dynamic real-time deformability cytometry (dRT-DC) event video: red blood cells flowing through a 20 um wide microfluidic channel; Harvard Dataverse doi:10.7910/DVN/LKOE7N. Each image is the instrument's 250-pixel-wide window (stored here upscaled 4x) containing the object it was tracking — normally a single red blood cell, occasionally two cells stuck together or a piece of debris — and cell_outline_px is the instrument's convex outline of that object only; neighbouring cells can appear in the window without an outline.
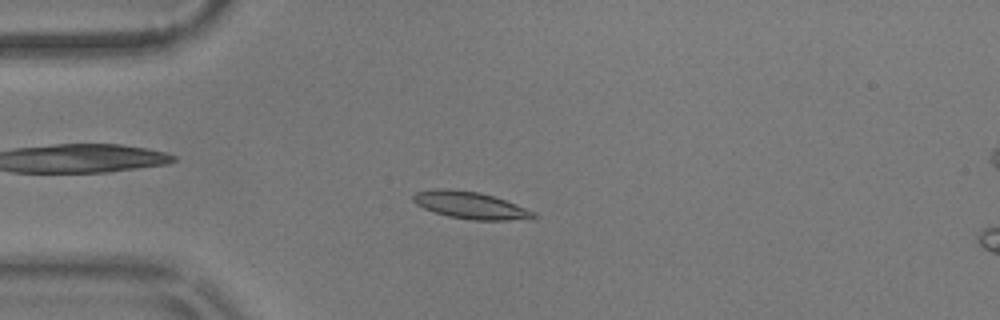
{"species": "common noctule bat (a hibernating species)", "species_latin": "Nyctalus noctula", "temperature_condition": "warm", "stored_images_in_passage": 56, "camera_frame_rate_fps": 3000, "um_per_image_px": 0.085, "animal": {"sex": "male", "body_mass_g": 17.9}, "frame": {"image": 1, "passage_image": 14, "time_ms": 4.333, "image_size_px": [1000, 320], "cell_outline_px": [[536, 220], [472, 220], [448, 216], [424, 208], [416, 204], [412, 200], [412, 196], [416, 192], [436, 188], [448, 188], [480, 192], [504, 200], [536, 212]], "centroid_in_image_um": [40.01, 17.45], "position_along_channel_um": 45.0, "area_um2": 19.13}}
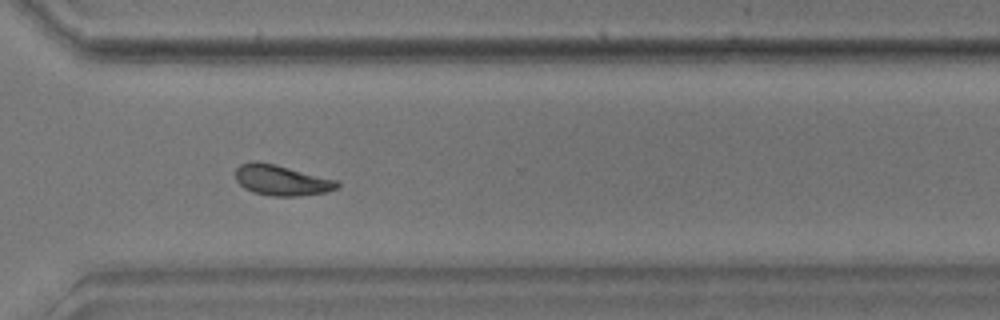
{"frame": {"image": 2, "passage_image": 41, "time_ms": 13.333, "image_size_px": [1000, 320], "cell_outline_px": [[340, 184], [336, 188], [324, 192], [300, 196], [272, 196], [252, 192], [244, 188], [236, 180], [236, 168], [240, 164], [252, 160], [256, 160], [276, 164], [336, 180]], "centroid_in_image_um": [23.88, 15.3], "position_along_channel_um": 346.7, "area_um2": 18.09}}
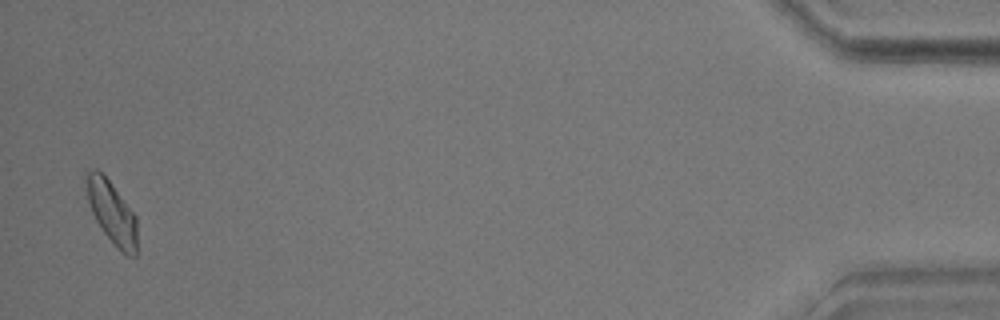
{"frame": {"image": 3, "passage_image": 55, "time_ms": 18.0, "image_size_px": [1000, 320], "cell_outline_px": [[136, 256], [128, 256], [120, 252], [104, 232], [96, 220], [92, 212], [88, 200], [88, 172], [92, 168], [96, 168], [108, 180], [136, 216]], "centroid_in_image_um": [9.54, 18.12], "position_along_channel_um": 425.7, "area_um2": 17.8}, "authors_computed_cell_mechanics": {"area_um2": 17.8602, "velocity_mm_per_s": 3.5509, "shape_relaxation_time_tau1_ms": 5.505, "shape_relaxation_time_tau2_ms": 6.7522, "deformation_change_tau1": 0.1493, "deformation_change_tau2": 0.1446}}